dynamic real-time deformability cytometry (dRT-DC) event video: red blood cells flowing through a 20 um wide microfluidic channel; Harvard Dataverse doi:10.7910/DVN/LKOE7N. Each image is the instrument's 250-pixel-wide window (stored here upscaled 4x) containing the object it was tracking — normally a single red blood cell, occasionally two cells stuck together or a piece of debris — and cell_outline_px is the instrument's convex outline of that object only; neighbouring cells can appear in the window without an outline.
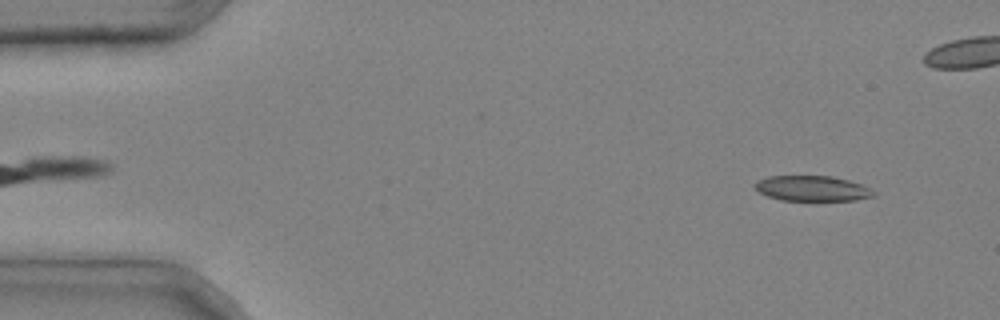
{"species": "common noctule bat (a hibernating species)", "species_latin": "Nyctalus noctula", "temperature_condition": "cold", "stored_images_in_passage": 4, "camera_frame_rate_fps": 3000, "um_per_image_px": 0.085, "animal": {"sex": "male", "body_mass_g": 20.4}, "frame": {"image": 1, "passage_image": 4, "time_ms": 1.0, "image_size_px": [1000, 320], "cell_outline_px": [[876, 196], [856, 200], [780, 200], [768, 196], [760, 192], [752, 184], [756, 180], [768, 176], [832, 176], [848, 180], [860, 184], [876, 192]], "centroid_in_image_um": [69.02, 16.01], "position_along_channel_um": 16.0, "area_um2": 17.51}}